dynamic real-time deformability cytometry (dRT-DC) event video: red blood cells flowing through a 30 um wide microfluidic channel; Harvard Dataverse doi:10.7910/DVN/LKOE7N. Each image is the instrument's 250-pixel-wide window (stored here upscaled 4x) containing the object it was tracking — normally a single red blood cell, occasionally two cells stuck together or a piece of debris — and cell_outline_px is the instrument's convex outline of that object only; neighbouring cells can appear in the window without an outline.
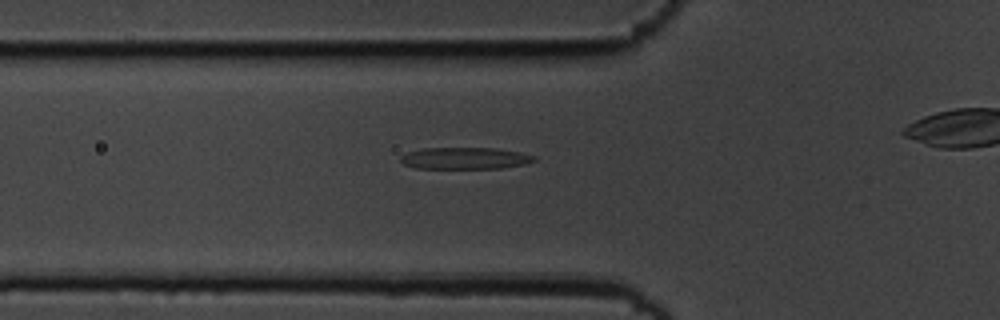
{"species": "common noctule bat (a hibernating species)", "species_latin": "Nyctalus noctula", "temperature_condition": "cold", "stored_images_in_passage": 36, "camera_frame_rate_fps": 3000, "um_per_image_px": 0.085, "animal": {"sex": "male", "body_mass_g": 19.5, "forearm_length_mm": 54.6}, "frame": {"image": 1, "passage_image": 8, "time_ms": 2.333, "image_size_px": [1000, 320], "cell_outline_px": [[536, 160], [524, 164], [500, 168], [416, 168], [404, 164], [400, 160], [400, 156], [404, 152], [420, 148], [496, 148], [520, 152], [536, 156]], "centroid_in_image_um": [39.48, 13.44], "position_along_channel_um": 86.3, "area_um2": 16.99}}
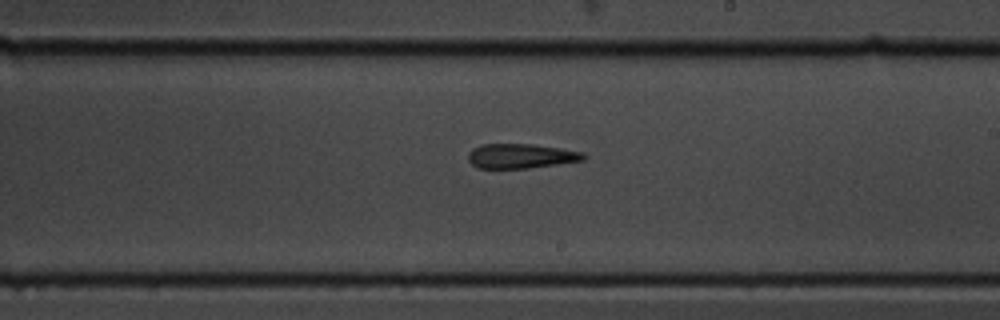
{"frame": {"image": 2, "passage_image": 21, "time_ms": 6.667, "image_size_px": [1000, 320], "cell_outline_px": [[588, 156], [584, 160], [528, 168], [476, 168], [468, 160], [468, 152], [472, 148], [480, 144], [532, 144], [560, 148], [584, 152]], "centroid_in_image_um": [44.26, 13.26], "position_along_channel_um": 244.7, "area_um2": 16.65}}
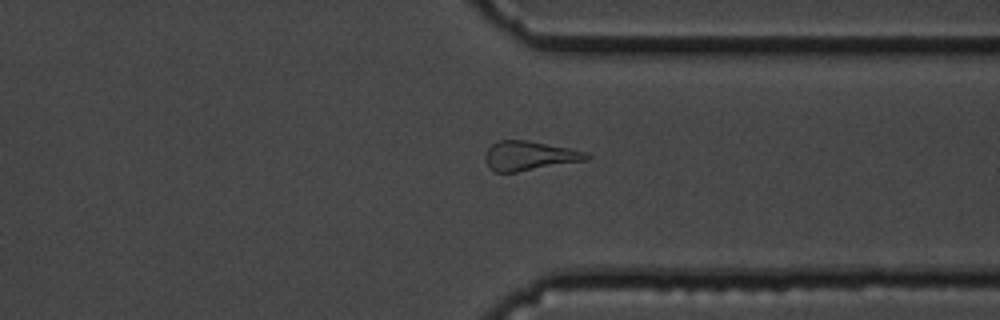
{"frame": {"image": 3, "passage_image": 31, "time_ms": 10.0, "image_size_px": [1000, 320], "cell_outline_px": [[592, 156], [588, 160], [516, 172], [496, 172], [488, 168], [484, 160], [484, 156], [488, 148], [496, 140], [528, 140], [588, 152]], "centroid_in_image_um": [44.98, 13.24], "position_along_channel_um": 366.4, "area_um2": 17.51}}